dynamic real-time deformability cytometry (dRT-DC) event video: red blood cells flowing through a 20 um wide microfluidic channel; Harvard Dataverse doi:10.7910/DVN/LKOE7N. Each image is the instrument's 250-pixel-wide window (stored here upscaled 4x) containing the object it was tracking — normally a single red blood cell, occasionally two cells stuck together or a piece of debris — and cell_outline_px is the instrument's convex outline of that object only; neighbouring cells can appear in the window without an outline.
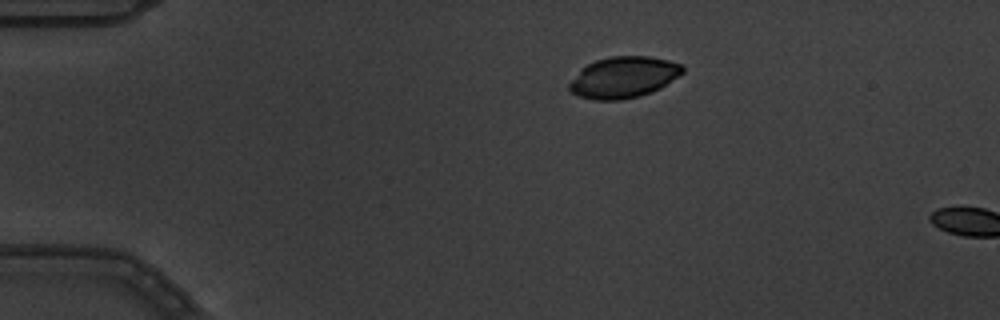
{"species": "common noctule bat (a hibernating species)", "species_latin": "Nyctalus noctula", "temperature_condition": "warm", "stored_images_in_passage": 3, "camera_frame_rate_fps": 3000, "um_per_image_px": 0.085, "animal": {"sex": "male", "body_mass_g": 19.5, "forearm_length_mm": 54.6}, "frame": {"image": 1, "passage_image": 3, "time_ms": 0.667, "image_size_px": [1000, 320], "cell_outline_px": [[684, 72], [660, 88], [652, 92], [640, 96], [620, 100], [592, 100], [576, 96], [568, 88], [568, 84], [580, 68], [596, 60], [608, 56], [648, 56], [668, 60], [684, 64]], "centroid_in_image_um": [52.98, 6.57], "position_along_channel_um": 32.0, "area_um2": 27.51}}